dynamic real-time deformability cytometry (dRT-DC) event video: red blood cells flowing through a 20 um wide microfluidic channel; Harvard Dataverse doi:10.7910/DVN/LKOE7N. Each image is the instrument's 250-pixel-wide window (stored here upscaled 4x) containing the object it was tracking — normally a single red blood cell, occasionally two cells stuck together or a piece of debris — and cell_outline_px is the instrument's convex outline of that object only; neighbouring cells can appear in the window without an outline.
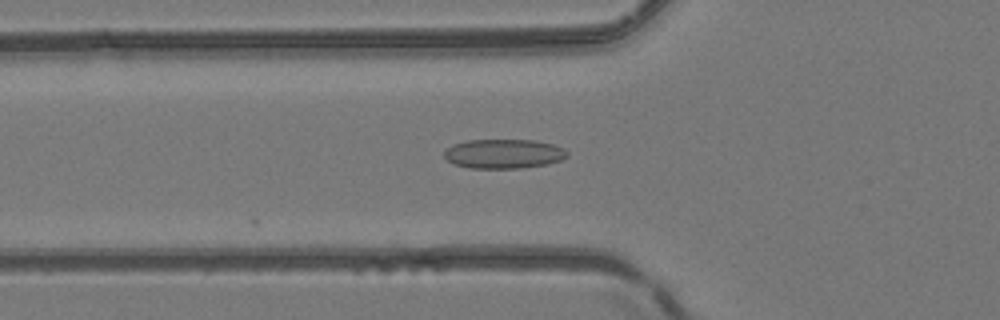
{"species": "common noctule bat (a hibernating species)", "species_latin": "Nyctalus noctula", "temperature_condition": "room temperature", "stored_images_in_passage": 14, "camera_frame_rate_fps": 3000, "um_per_image_px": 0.085, "animal": {"sex": "female", "body_mass_g": 24.6, "forearm_length_mm": 56.2}, "frame": {"image": 1, "passage_image": 2, "time_ms": 0.333, "image_size_px": [1000, 320], "cell_outline_px": [[568, 156], [560, 160], [548, 164], [524, 168], [468, 168], [452, 164], [444, 156], [444, 152], [452, 144], [468, 140], [536, 140], [552, 144], [564, 148], [568, 152]], "centroid_in_image_um": [42.82, 13.07], "position_along_channel_um": 83.0, "area_um2": 21.21}}
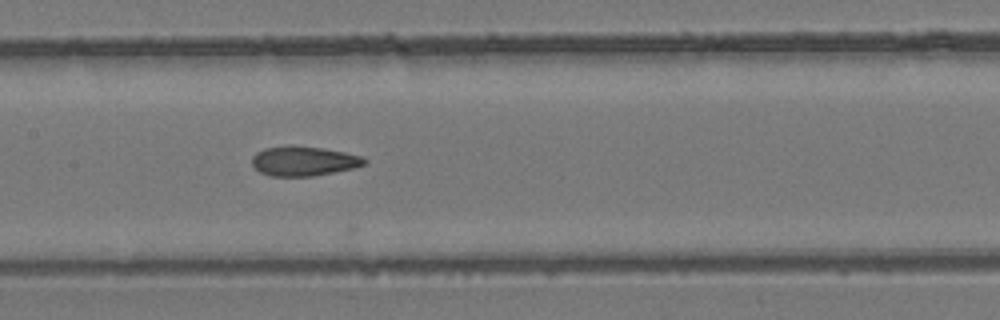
{"frame": {"image": 2, "passage_image": 9, "time_ms": 2.667, "image_size_px": [1000, 320], "cell_outline_px": [[368, 160], [364, 164], [356, 168], [312, 176], [268, 176], [260, 172], [252, 164], [252, 156], [256, 152], [264, 148], [324, 148], [364, 156]], "centroid_in_image_um": [25.86, 13.73], "position_along_channel_um": 181.5, "area_um2": 18.9}}
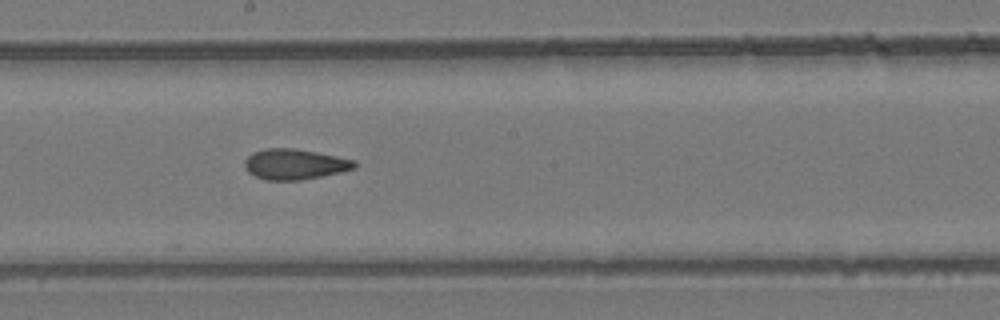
{"frame": {"image": 3, "passage_image": 12, "time_ms": 3.667, "image_size_px": [1000, 320], "cell_outline_px": [[356, 168], [340, 172], [300, 180], [264, 180], [248, 172], [244, 168], [244, 160], [252, 152], [264, 148], [292, 148], [316, 152], [356, 160]], "centroid_in_image_um": [25.02, 13.95], "position_along_channel_um": 223.2, "area_um2": 19.54}}